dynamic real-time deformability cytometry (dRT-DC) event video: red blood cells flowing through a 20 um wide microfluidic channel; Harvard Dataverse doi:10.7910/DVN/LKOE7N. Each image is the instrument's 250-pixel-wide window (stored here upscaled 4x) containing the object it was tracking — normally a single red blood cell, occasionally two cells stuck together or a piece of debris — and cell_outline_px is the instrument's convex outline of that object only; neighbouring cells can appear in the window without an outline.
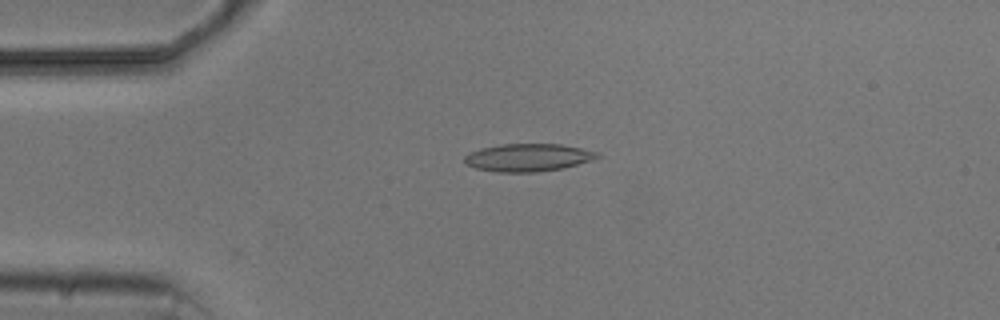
{"species": "common noctule bat (a hibernating species)", "species_latin": "Nyctalus noctula", "temperature_condition": "cold", "stored_images_in_passage": 4, "camera_frame_rate_fps": 3000, "um_per_image_px": 0.085, "animal": {"sex": "male", "body_mass_g": 20.5, "forearm_length_mm": 52.5}, "frame": {"image": 1, "passage_image": 3, "time_ms": 2.333, "image_size_px": [1000, 320], "cell_outline_px": [[600, 156], [576, 164], [560, 168], [536, 172], [496, 172], [476, 168], [464, 164], [464, 156], [468, 152], [480, 148], [500, 144], [560, 144], [600, 152]], "centroid_in_image_um": [44.8, 13.38], "position_along_channel_um": 40.2, "area_um2": 21.33}}